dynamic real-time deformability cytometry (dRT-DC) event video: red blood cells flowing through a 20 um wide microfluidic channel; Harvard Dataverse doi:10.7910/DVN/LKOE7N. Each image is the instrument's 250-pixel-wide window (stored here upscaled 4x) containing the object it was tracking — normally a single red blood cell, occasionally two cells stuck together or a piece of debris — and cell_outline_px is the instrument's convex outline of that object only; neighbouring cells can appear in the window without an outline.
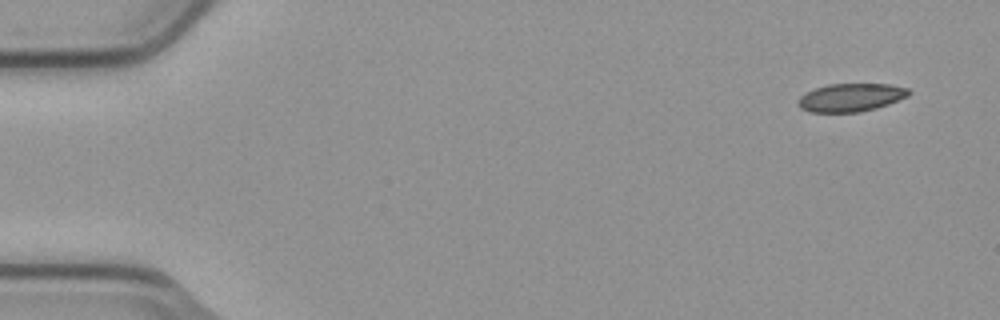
{"species": "common noctule bat (a hibernating species)", "species_latin": "Nyctalus noctula", "temperature_condition": "cold", "stored_images_in_passage": 6, "camera_frame_rate_fps": 3000, "um_per_image_px": 0.085, "animal": {"sex": "male", "body_mass_g": 23.1, "forearm_length_mm": 52.7}, "frame": {"image": 1, "passage_image": 1, "time_ms": 0.0, "image_size_px": [1000, 320], "cell_outline_px": [[912, 92], [908, 96], [888, 104], [876, 108], [860, 112], [812, 112], [800, 108], [796, 104], [796, 100], [800, 96], [816, 88], [828, 84], [892, 84], [908, 88]], "centroid_in_image_um": [72.33, 8.28], "position_along_channel_um": 12.7, "area_um2": 18.21}}
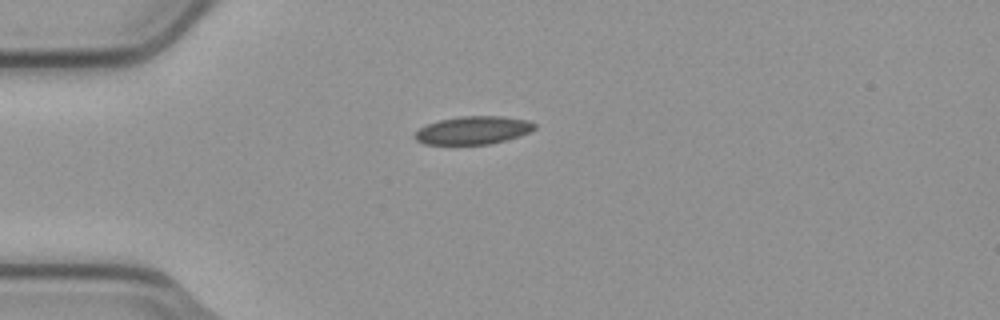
{"frame": {"image": 2, "passage_image": 4, "time_ms": 1.0, "image_size_px": [1000, 320], "cell_outline_px": [[536, 128], [520, 136], [488, 144], [424, 144], [416, 140], [412, 136], [420, 128], [428, 124], [440, 120], [460, 116], [500, 116], [524, 120], [536, 124]], "centroid_in_image_um": [40.18, 11.07], "position_along_channel_um": 44.8, "area_um2": 19.31}}
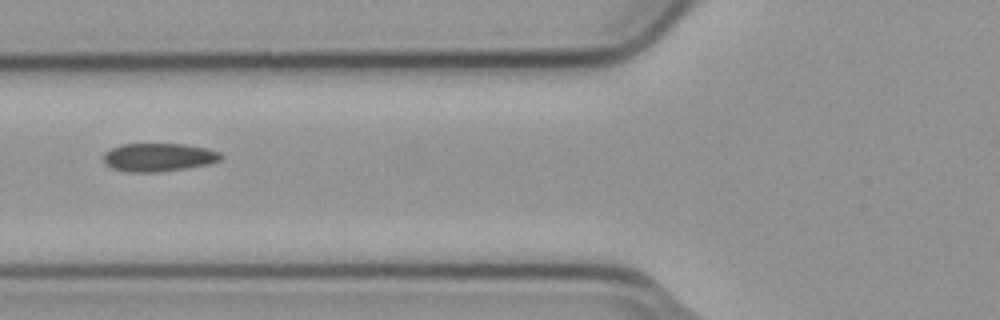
{"frame": {"image": 3, "passage_image": 6, "time_ms": 1.667, "image_size_px": [1000, 320], "cell_outline_px": [[224, 156], [220, 160], [208, 164], [188, 168], [160, 172], [128, 172], [112, 168], [104, 164], [104, 152], [120, 144], [184, 144], [204, 148], [220, 152]], "centroid_in_image_um": [13.47, 13.37], "position_along_channel_um": 112.3, "area_um2": 19.42}}